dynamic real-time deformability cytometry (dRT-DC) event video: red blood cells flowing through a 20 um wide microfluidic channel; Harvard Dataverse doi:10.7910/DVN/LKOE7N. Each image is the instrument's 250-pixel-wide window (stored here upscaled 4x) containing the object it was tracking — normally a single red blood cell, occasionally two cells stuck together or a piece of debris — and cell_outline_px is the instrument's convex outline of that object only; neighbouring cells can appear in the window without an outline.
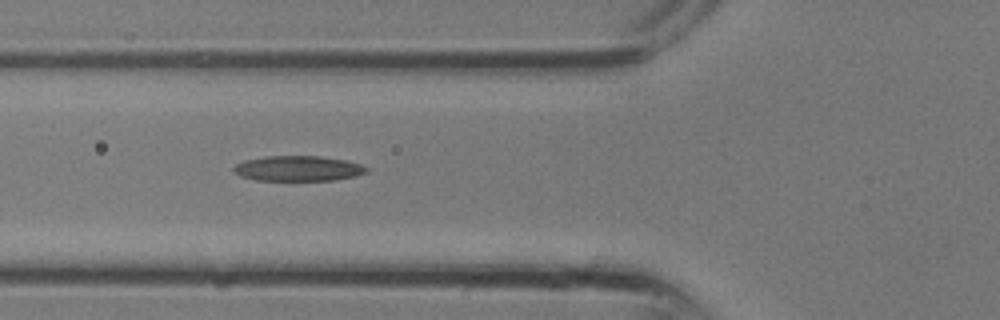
{"species": "common noctule bat (a hibernating species)", "species_latin": "Nyctalus noctula", "temperature_condition": "room temperature", "stored_images_in_passage": 31, "camera_frame_rate_fps": 3000, "um_per_image_px": 0.085, "animal": {"sex": "male", "body_mass_g": 13.3}, "frame": {"image": 1, "passage_image": 11, "time_ms": 3.333, "image_size_px": [1000, 320], "cell_outline_px": [[368, 172], [356, 176], [336, 180], [256, 180], [240, 176], [232, 172], [232, 168], [236, 164], [244, 160], [264, 156], [320, 156], [344, 160], [360, 164], [368, 168]], "centroid_in_image_um": [25.31, 14.32], "position_along_channel_um": 100.5, "area_um2": 19.65}}
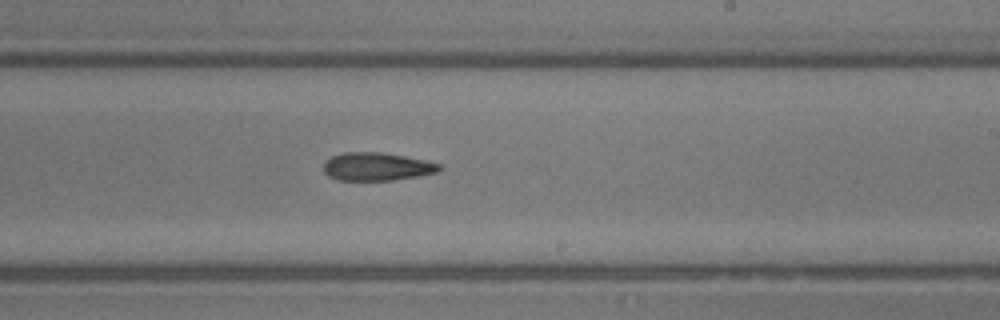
{"frame": {"image": 2, "passage_image": 18, "time_ms": 5.667, "image_size_px": [1000, 320], "cell_outline_px": [[444, 168], [436, 172], [416, 176], [392, 180], [336, 180], [328, 176], [324, 172], [324, 160], [332, 156], [344, 152], [380, 152], [428, 160], [440, 164]], "centroid_in_image_um": [32.01, 14.15], "position_along_channel_um": 257.0, "area_um2": 19.02}}
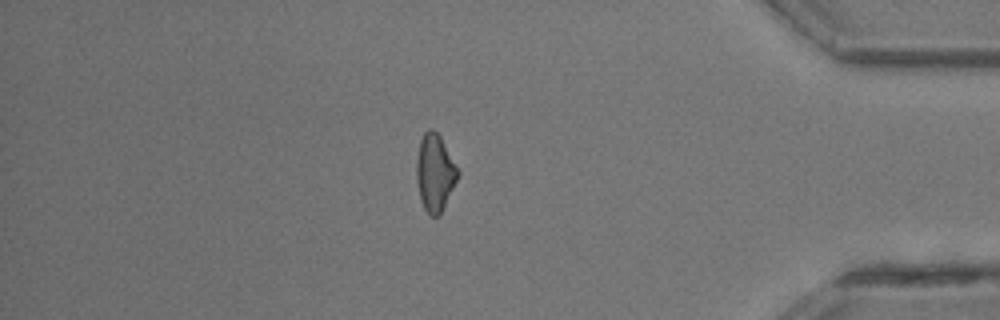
{"frame": {"image": 3, "passage_image": 26, "time_ms": 8.333, "image_size_px": [1000, 320], "cell_outline_px": [[460, 172], [444, 208], [440, 216], [428, 216], [424, 208], [420, 196], [416, 180], [416, 160], [420, 140], [424, 132], [428, 128], [432, 128], [440, 136]], "centroid_in_image_um": [36.96, 14.69], "position_along_channel_um": 398.2, "area_um2": 18.61}}